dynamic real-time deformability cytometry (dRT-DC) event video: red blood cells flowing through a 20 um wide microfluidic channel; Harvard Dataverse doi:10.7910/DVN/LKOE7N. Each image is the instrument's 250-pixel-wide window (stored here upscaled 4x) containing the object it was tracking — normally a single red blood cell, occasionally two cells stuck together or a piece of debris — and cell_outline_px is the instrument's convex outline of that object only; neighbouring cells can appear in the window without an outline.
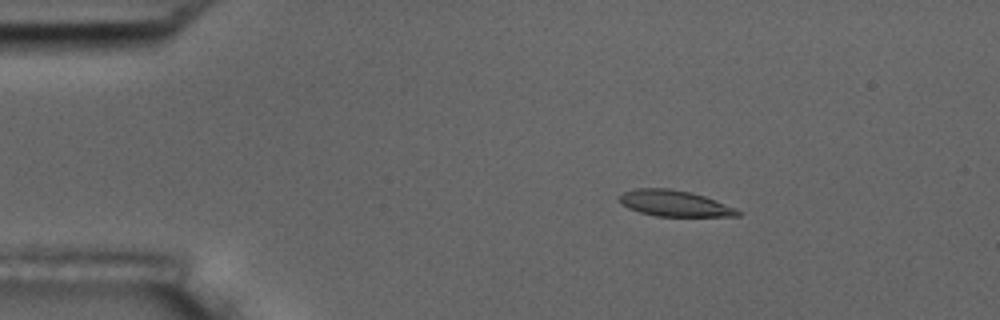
{"species": "common noctule bat (a hibernating species)", "species_latin": "Nyctalus noctula", "temperature_condition": "room temperature", "stored_images_in_passage": 3, "camera_frame_rate_fps": 3000, "um_per_image_px": 0.085, "animal": {"sex": "male", "body_mass_g": 17.5, "forearm_length_mm": 52.3}, "frame": {"image": 1, "passage_image": 1, "time_ms": 0.0, "image_size_px": [1000, 320], "cell_outline_px": [[744, 212], [740, 216], [656, 216], [640, 212], [628, 208], [620, 204], [620, 196], [624, 192], [636, 188], [672, 188], [704, 196], [716, 200], [736, 208]], "centroid_in_image_um": [57.36, 17.29], "position_along_channel_um": 27.6, "area_um2": 17.98}}